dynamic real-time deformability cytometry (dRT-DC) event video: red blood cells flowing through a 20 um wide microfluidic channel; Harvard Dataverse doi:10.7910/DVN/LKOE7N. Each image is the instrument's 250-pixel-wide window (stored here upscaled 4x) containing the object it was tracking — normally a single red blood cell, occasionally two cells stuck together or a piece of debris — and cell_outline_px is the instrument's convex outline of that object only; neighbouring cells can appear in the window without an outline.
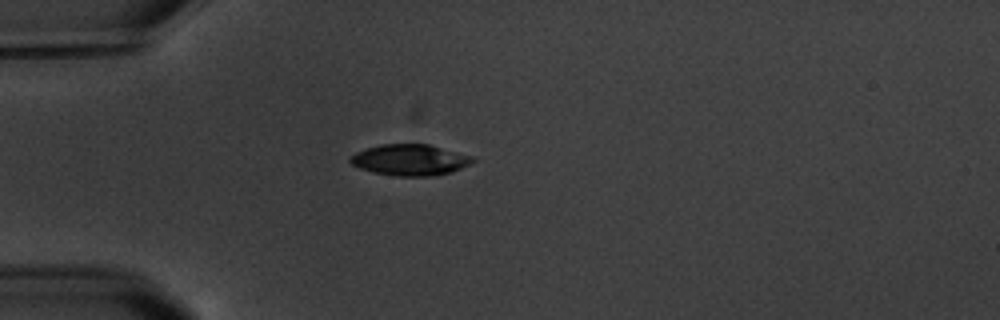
{"species": "common noctule bat (a hibernating species)", "species_latin": "Nyctalus noctula", "temperature_condition": "warm", "stored_images_in_passage": 4, "camera_frame_rate_fps": 3000, "um_per_image_px": 0.085, "animal": {"sex": "male", "body_mass_g": 20.1, "forearm_length_mm": 53.5}, "frame": {"image": 1, "passage_image": 1, "time_ms": 0.0, "image_size_px": [1000, 320], "cell_outline_px": [[476, 160], [460, 168], [448, 172], [432, 176], [396, 176], [372, 172], [360, 168], [352, 164], [348, 160], [356, 152], [380, 144], [428, 144], [472, 156]], "centroid_in_image_um": [34.82, 13.59], "position_along_channel_um": 50.2, "area_um2": 21.91}}
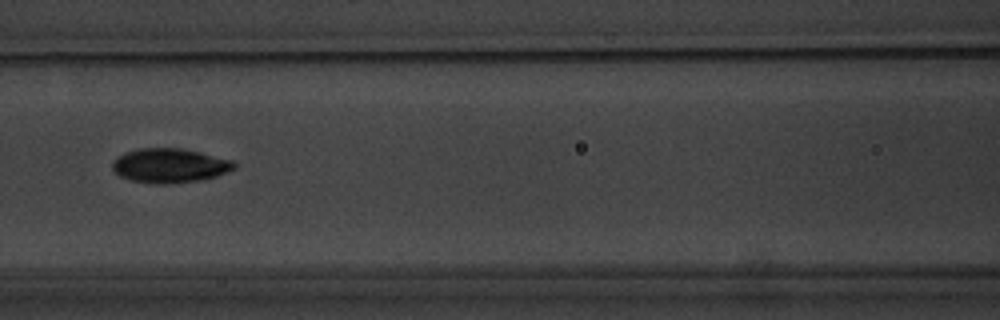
{"frame": {"image": 2, "passage_image": 4, "time_ms": 3.333, "image_size_px": [1000, 320], "cell_outline_px": [[236, 168], [216, 176], [200, 180], [164, 184], [152, 184], [132, 180], [120, 176], [112, 168], [112, 160], [116, 156], [124, 152], [140, 148], [180, 148], [200, 152], [232, 160], [236, 164]], "centroid_in_image_um": [14.39, 14.07], "position_along_channel_um": 152.2, "area_um2": 24.39}}